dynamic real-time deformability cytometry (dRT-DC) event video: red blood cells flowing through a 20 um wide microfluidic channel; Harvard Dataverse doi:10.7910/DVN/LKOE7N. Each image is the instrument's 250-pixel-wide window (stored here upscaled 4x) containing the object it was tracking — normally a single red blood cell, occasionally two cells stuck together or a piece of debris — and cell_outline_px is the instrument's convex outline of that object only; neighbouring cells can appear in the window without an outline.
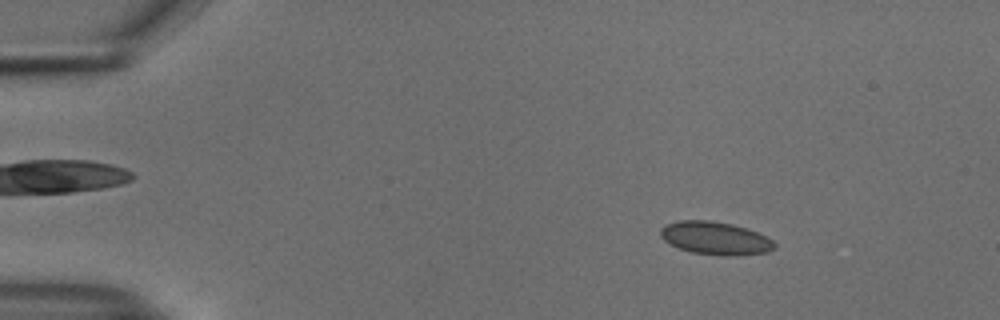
{"species": "common noctule bat (a hibernating species)", "species_latin": "Nyctalus noctula", "temperature_condition": "cold", "stored_images_in_passage": 47, "camera_frame_rate_fps": 3000, "um_per_image_px": 0.085, "animal": {"sex": "male", "body_mass_g": 18.8}, "frame": {"image": 1, "passage_image": 1, "time_ms": 0.0, "image_size_px": [1000, 320], "cell_outline_px": [[776, 248], [768, 252], [736, 256], [720, 256], [692, 252], [680, 248], [664, 240], [660, 236], [660, 228], [676, 220], [712, 220], [732, 224], [756, 232], [772, 240], [776, 244]], "centroid_in_image_um": [60.81, 20.25], "position_along_channel_um": 24.2, "area_um2": 21.91}}
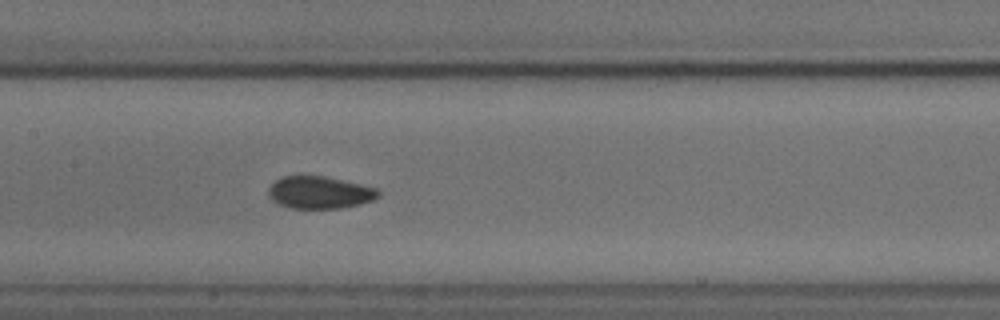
{"frame": {"image": 2, "passage_image": 20, "time_ms": 6.333, "image_size_px": [1000, 320], "cell_outline_px": [[380, 196], [372, 200], [360, 204], [340, 208], [292, 208], [276, 204], [268, 196], [268, 188], [280, 176], [324, 176], [380, 188]], "centroid_in_image_um": [27.17, 16.36], "position_along_channel_um": 180.2, "area_um2": 20.87}}
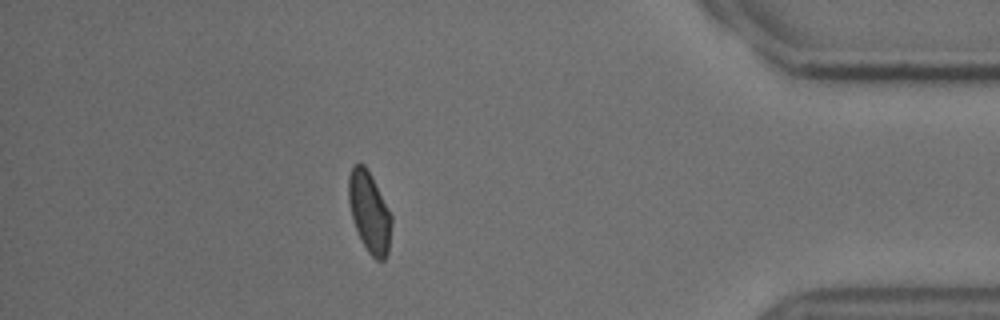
{"frame": {"image": 3, "passage_image": 41, "time_ms": 13.333, "image_size_px": [1000, 320], "cell_outline_px": [[392, 224], [388, 252], [384, 260], [376, 260], [368, 252], [356, 228], [352, 216], [348, 200], [348, 176], [352, 168], [356, 164], [364, 164], [372, 176], [392, 216]], "centroid_in_image_um": [31.41, 18.02], "position_along_channel_um": 403.8, "area_um2": 19.94}, "authors_computed_cell_mechanics": {"area_um2": 20.9814, "velocity_mm_per_s": 3.7376, "shape_relaxation_time_tau1_ms": null, "shape_relaxation_time_tau2_ms": 0.9079, "deformation_change_tau1": null, "deformation_change_tau2": 0.0467}}